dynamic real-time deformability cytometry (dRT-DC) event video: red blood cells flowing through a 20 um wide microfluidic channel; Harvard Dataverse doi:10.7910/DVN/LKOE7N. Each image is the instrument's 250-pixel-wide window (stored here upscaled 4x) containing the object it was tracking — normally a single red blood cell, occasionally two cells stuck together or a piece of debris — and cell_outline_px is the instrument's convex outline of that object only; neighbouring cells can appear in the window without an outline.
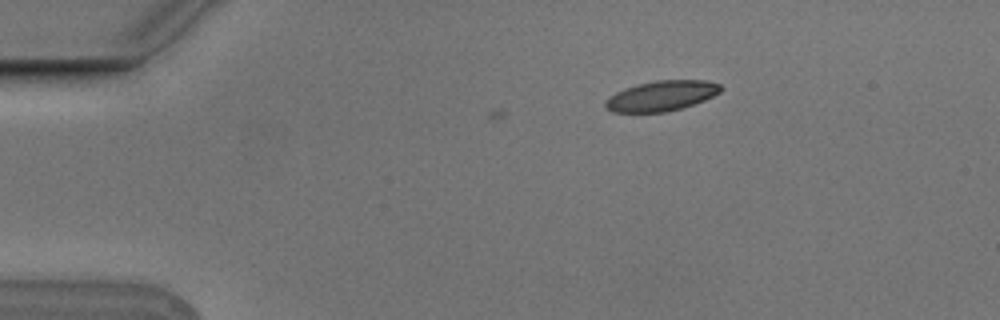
{"species": "Egyptian fruit bat (a non-hibernating species)", "species_latin": "Rousettus aegyptiacus", "temperature_condition": "cold", "stored_images_in_passage": 3, "camera_frame_rate_fps": 3000, "um_per_image_px": 0.085, "animal": {"sex": "male"}, "frame": {"image": 1, "passage_image": 1, "time_ms": 0.0, "image_size_px": [1000, 320], "cell_outline_px": [[724, 88], [720, 92], [704, 100], [680, 108], [664, 112], [612, 112], [604, 104], [604, 100], [608, 96], [624, 88], [636, 84], [656, 80], [708, 80], [720, 84]], "centroid_in_image_um": [56.21, 8.13], "position_along_channel_um": 28.8, "area_um2": 20.35}}